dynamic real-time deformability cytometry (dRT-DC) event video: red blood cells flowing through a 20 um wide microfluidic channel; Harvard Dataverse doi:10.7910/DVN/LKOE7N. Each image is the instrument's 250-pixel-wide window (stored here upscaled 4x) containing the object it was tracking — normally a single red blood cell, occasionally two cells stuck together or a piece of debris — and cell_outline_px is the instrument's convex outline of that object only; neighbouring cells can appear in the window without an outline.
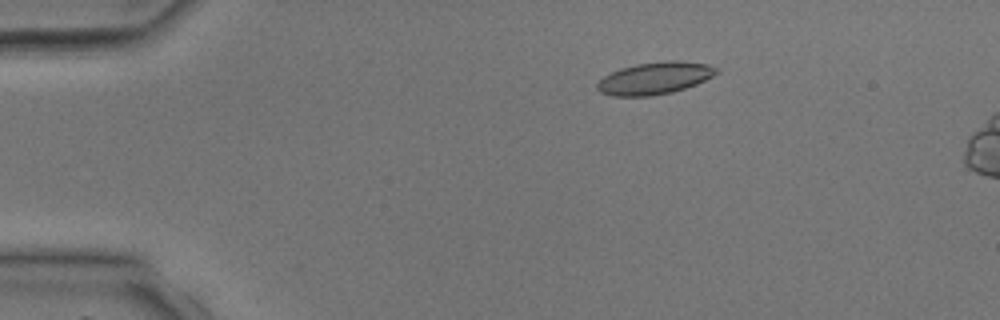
{"species": "common noctule bat (a hibernating species)", "species_latin": "Nyctalus noctula", "temperature_condition": "room temperature", "stored_images_in_passage": 4, "camera_frame_rate_fps": 3000, "um_per_image_px": 0.085, "animal": {"sex": "male", "body_mass_g": 17.9, "forearm_length_mm": 54.2}, "frame": {"image": 1, "passage_image": 3, "time_ms": 2.0, "image_size_px": [1000, 320], "cell_outline_px": [[720, 72], [696, 84], [672, 92], [652, 96], [612, 96], [600, 92], [596, 88], [596, 84], [604, 76], [620, 68], [636, 64], [668, 60], [680, 60], [708, 64], [720, 68]], "centroid_in_image_um": [55.67, 6.64], "position_along_channel_um": 29.3, "area_um2": 22.48}}